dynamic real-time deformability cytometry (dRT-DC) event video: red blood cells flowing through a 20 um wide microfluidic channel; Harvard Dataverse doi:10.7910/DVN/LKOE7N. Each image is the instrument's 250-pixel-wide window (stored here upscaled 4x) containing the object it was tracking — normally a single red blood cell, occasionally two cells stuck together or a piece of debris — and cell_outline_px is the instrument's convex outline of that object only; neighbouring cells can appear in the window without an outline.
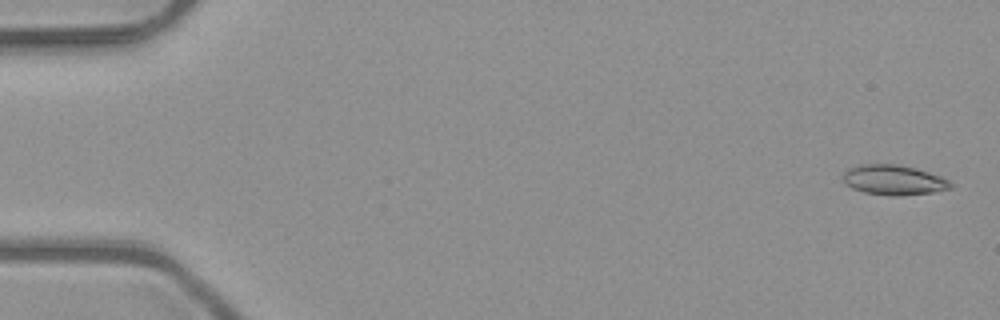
{"species": "common noctule bat (a hibernating species)", "species_latin": "Nyctalus noctula", "temperature_condition": "room temperature", "stored_images_in_passage": 5, "camera_frame_rate_fps": 3000, "um_per_image_px": 0.085, "animal": {"sex": "male", "body_mass_g": 23.1, "forearm_length_mm": 52.7}, "frame": {"image": 1, "passage_image": 1, "time_ms": 0.0, "image_size_px": [1000, 320], "cell_outline_px": [[952, 188], [932, 192], [896, 196], [892, 196], [864, 192], [852, 188], [844, 184], [844, 172], [848, 168], [860, 164], [900, 164], [916, 168], [940, 176], [948, 180], [952, 184]], "centroid_in_image_um": [75.94, 15.29], "position_along_channel_um": 9.1, "area_um2": 18.79}}
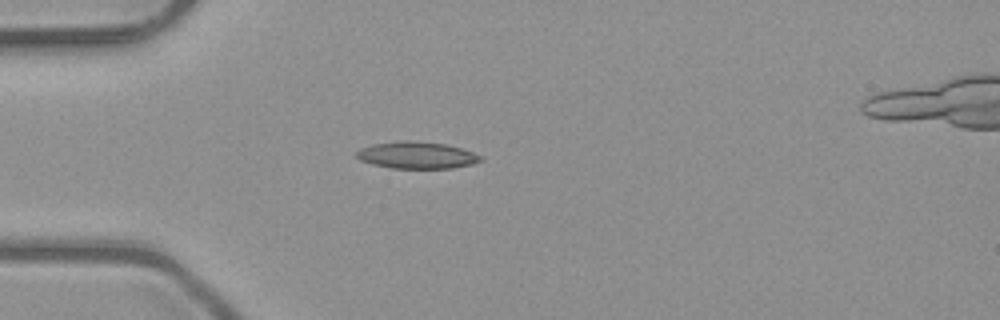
{"frame": {"image": 2, "passage_image": 5, "time_ms": 1.333, "image_size_px": [1000, 320], "cell_outline_px": [[480, 160], [472, 164], [452, 168], [392, 168], [372, 164], [360, 160], [356, 156], [356, 152], [360, 148], [372, 144], [404, 140], [408, 140], [444, 144], [460, 148], [472, 152], [480, 156]], "centroid_in_image_um": [35.37, 13.19], "position_along_channel_um": 49.6, "area_um2": 19.19}}